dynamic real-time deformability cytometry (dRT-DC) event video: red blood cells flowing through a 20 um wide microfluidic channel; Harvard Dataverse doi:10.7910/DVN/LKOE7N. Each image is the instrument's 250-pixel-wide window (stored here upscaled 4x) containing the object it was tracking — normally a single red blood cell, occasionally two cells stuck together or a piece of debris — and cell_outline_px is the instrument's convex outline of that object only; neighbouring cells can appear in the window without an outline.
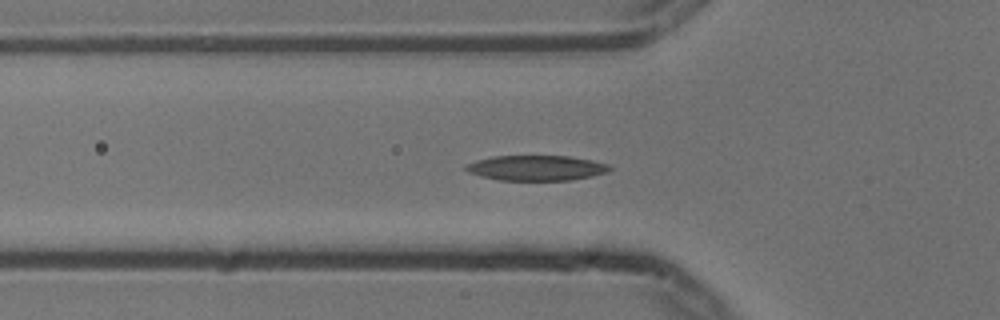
{"species": "common noctule bat (a hibernating species)", "species_latin": "Nyctalus noctula", "temperature_condition": "cold", "stored_images_in_passage": 37, "camera_frame_rate_fps": 3000, "um_per_image_px": 0.085, "animal": {"sex": "male", "body_mass_g": 13.3}, "frame": {"image": 1, "passage_image": 9, "time_ms": 2.667, "image_size_px": [1000, 320], "cell_outline_px": [[612, 168], [608, 172], [592, 176], [568, 180], [500, 180], [480, 176], [468, 172], [464, 168], [464, 164], [476, 160], [492, 156], [568, 156], [592, 160], [608, 164]], "centroid_in_image_um": [45.56, 14.27], "position_along_channel_um": 80.2, "area_um2": 21.15}}
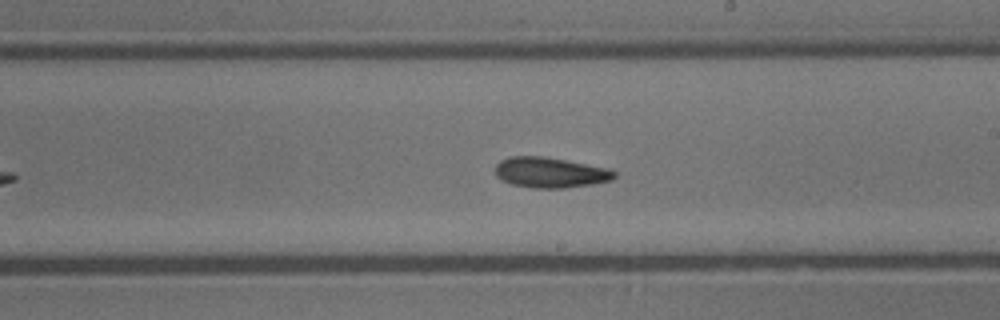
{"frame": {"image": 2, "passage_image": 22, "time_ms": 7.0, "image_size_px": [1000, 320], "cell_outline_px": [[616, 176], [612, 180], [592, 184], [564, 188], [532, 188], [512, 184], [496, 176], [496, 164], [500, 160], [512, 156], [544, 156], [608, 168], [616, 172]], "centroid_in_image_um": [46.78, 14.66], "position_along_channel_um": 242.2, "area_um2": 21.04}}
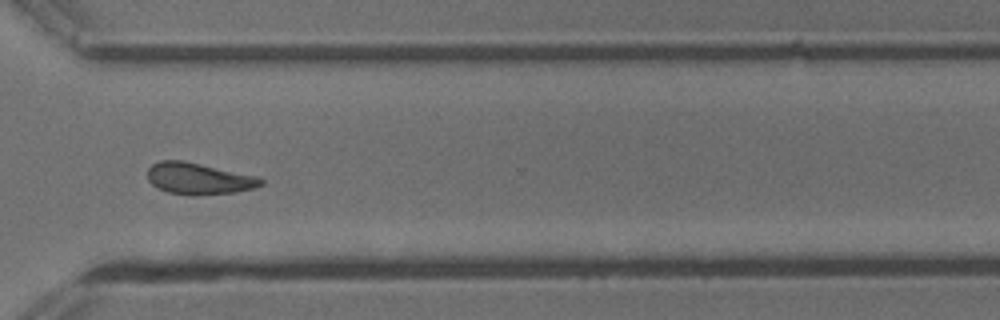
{"frame": {"image": 3, "passage_image": 31, "time_ms": 10.0, "image_size_px": [1000, 320], "cell_outline_px": [[264, 184], [256, 188], [236, 192], [192, 196], [168, 192], [156, 188], [148, 180], [148, 168], [152, 164], [160, 160], [180, 160], [200, 164], [256, 176], [264, 180]], "centroid_in_image_um": [16.88, 15.2], "position_along_channel_um": 353.7, "area_um2": 20.87}, "authors_computed_cell_mechanics": {"area_um2": 20.6346, "velocity_mm_per_s": 3.7221, "shape_relaxation_time_tau1_ms": 4.5445, "shape_relaxation_time_tau2_ms": 8.1639, "deformation_change_tau1": 0.147, "deformation_change_tau2": 0.1845}}